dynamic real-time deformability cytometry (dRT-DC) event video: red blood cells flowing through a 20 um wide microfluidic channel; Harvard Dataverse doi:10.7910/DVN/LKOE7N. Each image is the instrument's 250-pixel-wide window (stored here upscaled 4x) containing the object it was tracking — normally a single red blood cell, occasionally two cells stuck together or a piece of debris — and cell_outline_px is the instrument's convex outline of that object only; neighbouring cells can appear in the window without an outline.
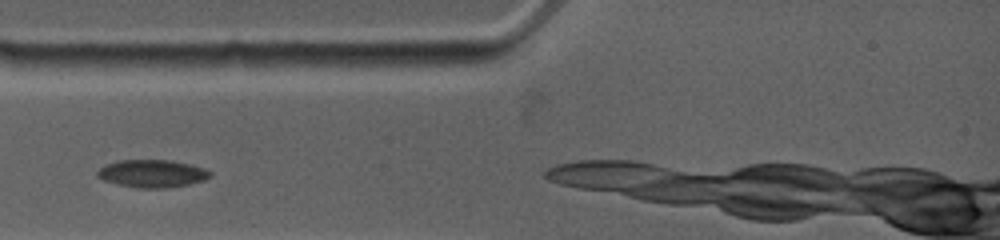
{"species": "common noctule bat (a hibernating species)", "species_latin": "Nyctalus noctula", "temperature_condition": "warm", "stored_images_in_passage": 4, "camera_frame_rate_fps": 4500, "um_per_image_px": 0.085, "animal": {"sex": "female", "body_mass_g": 19.0, "forearm_length_mm": 53.3}, "frame": {"image": 1, "passage_image": 3, "time_ms": 1.556, "image_size_px": [1000, 240], "cell_outline_px": [[212, 176], [204, 180], [188, 184], [164, 188], [140, 188], [116, 184], [104, 180], [96, 176], [96, 172], [104, 164], [116, 160], [168, 160], [188, 164], [204, 168], [212, 172]], "centroid_in_image_um": [12.9, 14.75], "position_along_channel_um": 72.1, "area_um2": 18.21}}